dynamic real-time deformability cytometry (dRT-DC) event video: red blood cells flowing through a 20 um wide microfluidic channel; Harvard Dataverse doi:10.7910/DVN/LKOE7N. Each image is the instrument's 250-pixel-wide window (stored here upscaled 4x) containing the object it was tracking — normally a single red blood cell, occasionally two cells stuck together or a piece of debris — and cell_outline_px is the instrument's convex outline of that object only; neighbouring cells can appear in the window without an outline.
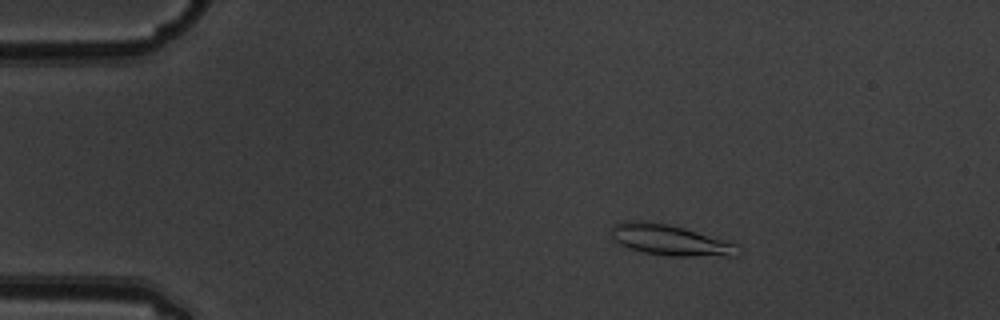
{"species": "common noctule bat (a hibernating species)", "species_latin": "Nyctalus noctula", "temperature_condition": "warm", "stored_images_in_passage": 5, "camera_frame_rate_fps": 3000, "um_per_image_px": 0.085, "animal": {"sex": "male", "body_mass_g": 19.5, "forearm_length_mm": 54.6}, "frame": {"image": 1, "passage_image": 3, "time_ms": 0.667, "image_size_px": [1000, 320], "cell_outline_px": [[740, 252], [736, 256], [668, 256], [644, 252], [620, 244], [612, 236], [612, 228], [616, 224], [624, 220], [628, 220], [668, 224], [684, 228], [736, 244]], "centroid_in_image_um": [56.97, 20.42], "position_along_channel_um": 28.0, "area_um2": 22.2}}